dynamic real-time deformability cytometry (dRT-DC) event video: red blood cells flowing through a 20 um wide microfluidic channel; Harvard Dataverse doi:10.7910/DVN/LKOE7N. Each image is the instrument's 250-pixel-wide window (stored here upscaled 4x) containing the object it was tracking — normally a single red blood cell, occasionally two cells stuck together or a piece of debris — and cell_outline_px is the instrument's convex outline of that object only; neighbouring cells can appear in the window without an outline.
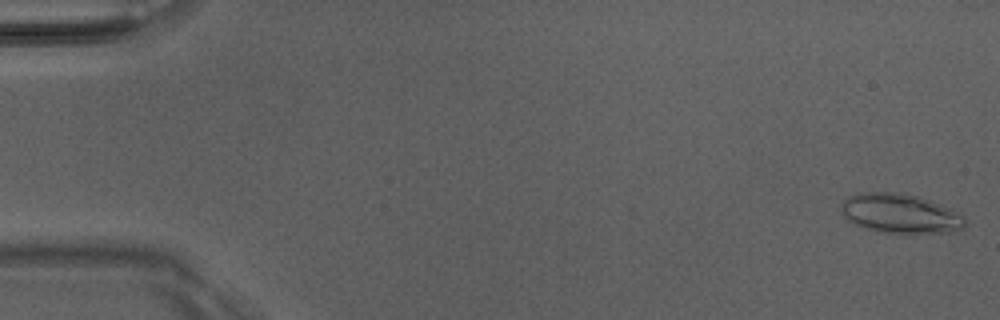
{"species": "Egyptian fruit bat (a non-hibernating species)", "species_latin": "Rousettus aegyptiacus", "temperature_condition": "room temperature", "stored_images_in_passage": 50, "camera_frame_rate_fps": 3000, "um_per_image_px": 0.085, "animal": {"sex": "male"}, "frame": {"image": 1, "passage_image": 1, "time_ms": 0.0, "image_size_px": [1000, 320], "cell_outline_px": [[964, 228], [952, 232], [904, 236], [880, 232], [856, 224], [848, 220], [844, 216], [840, 208], [840, 204], [848, 196], [860, 192], [900, 192], [916, 196], [940, 204], [960, 212], [964, 216]], "centroid_in_image_um": [76.55, 18.19], "position_along_channel_um": 8.5, "area_um2": 29.25}}
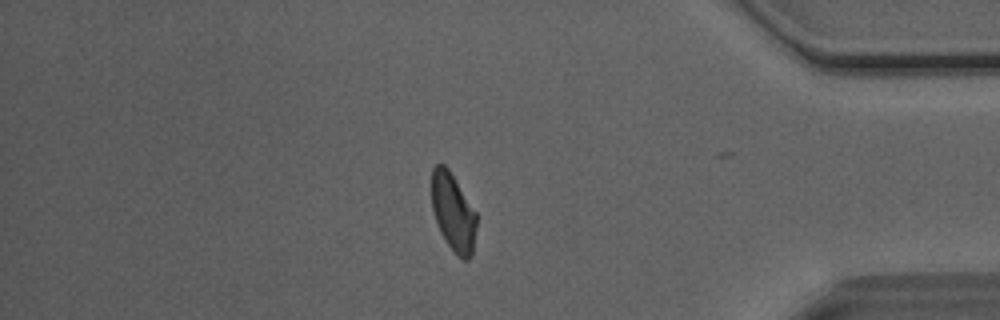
{"frame": {"image": 2, "passage_image": 43, "time_ms": 14.0, "image_size_px": [1000, 320], "cell_outline_px": [[476, 224], [472, 256], [468, 260], [464, 260], [456, 256], [444, 240], [440, 232], [432, 208], [432, 168], [436, 164], [444, 164], [448, 168], [476, 212]], "centroid_in_image_um": [38.51, 18.08], "position_along_channel_um": 396.7, "area_um2": 20.35}}
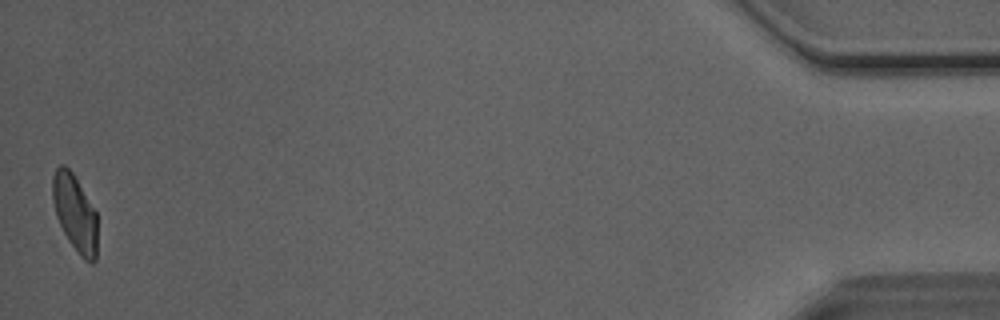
{"frame": {"image": 3, "passage_image": 50, "time_ms": 16.333, "image_size_px": [1000, 320], "cell_outline_px": [[96, 260], [92, 264], [84, 260], [80, 256], [68, 240], [56, 216], [52, 200], [52, 176], [56, 168], [60, 164], [64, 164], [72, 172], [96, 212]], "centroid_in_image_um": [6.35, 18.11], "position_along_channel_um": 428.9, "area_um2": 19.94}, "authors_computed_cell_mechanics": {"area_um2": 21.7039, "velocity_mm_per_s": 4.0743, "shape_relaxation_time_tau1_ms": null, "shape_relaxation_time_tau2_ms": 2.72, "deformation_change_tau1": null, "deformation_change_tau2": 0.1095}}